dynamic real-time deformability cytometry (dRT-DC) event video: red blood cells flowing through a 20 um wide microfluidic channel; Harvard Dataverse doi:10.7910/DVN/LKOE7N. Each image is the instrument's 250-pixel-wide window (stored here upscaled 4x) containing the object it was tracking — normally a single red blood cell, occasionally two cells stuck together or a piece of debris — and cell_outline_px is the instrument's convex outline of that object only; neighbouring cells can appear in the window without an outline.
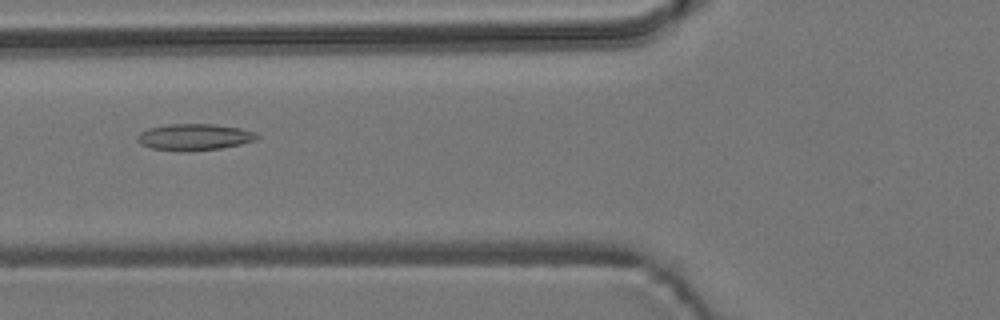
{"species": "common noctule bat (a hibernating species)", "species_latin": "Nyctalus noctula", "temperature_condition": "room temperature", "stored_images_in_passage": 43, "camera_frame_rate_fps": 3000, "um_per_image_px": 0.085, "animal": {"sex": "male", "body_mass_g": 19.2, "forearm_length_mm": 51.8}, "frame": {"image": 1, "passage_image": 18, "time_ms": 5.667, "image_size_px": [1000, 320], "cell_outline_px": [[260, 136], [256, 140], [240, 144], [220, 148], [188, 152], [152, 148], [140, 144], [136, 140], [136, 136], [140, 132], [148, 128], [168, 124], [212, 124], [240, 128], [256, 132]], "centroid_in_image_um": [16.5, 11.65], "position_along_channel_um": 109.3, "area_um2": 18.55}}
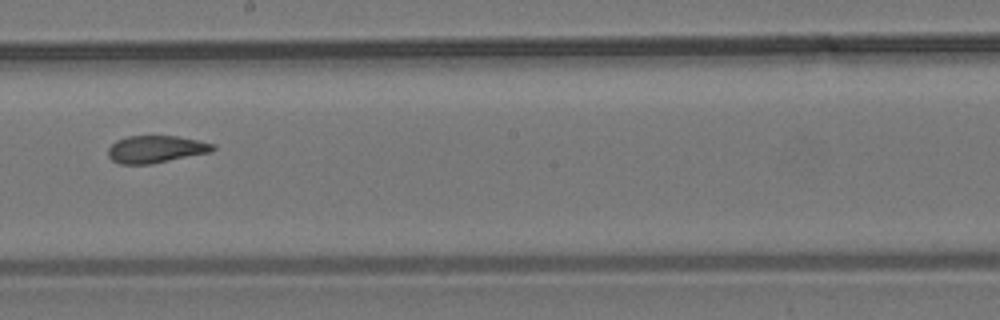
{"frame": {"image": 2, "passage_image": 28, "time_ms": 9.0, "image_size_px": [1000, 320], "cell_outline_px": [[216, 148], [212, 152], [152, 164], [120, 164], [112, 160], [108, 156], [108, 148], [116, 140], [128, 136], [176, 136], [216, 144]], "centroid_in_image_um": [13.26, 12.69], "position_along_channel_um": 234.9, "area_um2": 16.76}}
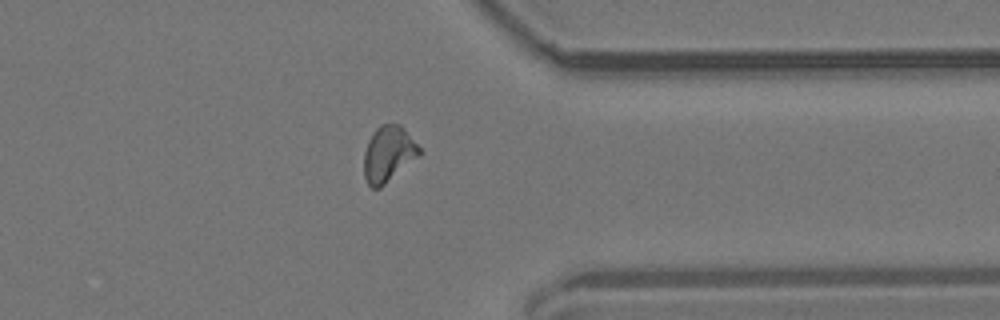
{"frame": {"image": 3, "passage_image": 40, "time_ms": 13.0, "image_size_px": [1000, 320], "cell_outline_px": [[420, 156], [380, 188], [372, 188], [368, 184], [364, 176], [364, 152], [368, 140], [372, 132], [380, 124], [400, 124], [404, 128], [420, 148]], "centroid_in_image_um": [33.0, 13.08], "position_along_channel_um": 378.4, "area_um2": 18.09}, "authors_computed_cell_mechanics": {"area_um2": 17.5134, "velocity_mm_per_s": 3.766, "shape_relaxation_time_tau1_ms": null, "shape_relaxation_time_tau2_ms": 2.0495, "deformation_change_tau1": null, "deformation_change_tau2": 0.0892}}